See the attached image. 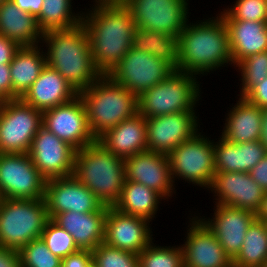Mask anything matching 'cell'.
I'll return each mask as SVG.
<instances>
[{"label":"cell","mask_w":267,"mask_h":267,"mask_svg":"<svg viewBox=\"0 0 267 267\" xmlns=\"http://www.w3.org/2000/svg\"><path fill=\"white\" fill-rule=\"evenodd\" d=\"M93 11L82 16L97 70L108 75L132 47L136 29L134 18L125 5L95 2Z\"/></svg>","instance_id":"cell-1"},{"label":"cell","mask_w":267,"mask_h":267,"mask_svg":"<svg viewBox=\"0 0 267 267\" xmlns=\"http://www.w3.org/2000/svg\"><path fill=\"white\" fill-rule=\"evenodd\" d=\"M208 20L194 25L186 23L177 37V71L204 75L225 63H233L224 19L219 14Z\"/></svg>","instance_id":"cell-2"},{"label":"cell","mask_w":267,"mask_h":267,"mask_svg":"<svg viewBox=\"0 0 267 267\" xmlns=\"http://www.w3.org/2000/svg\"><path fill=\"white\" fill-rule=\"evenodd\" d=\"M48 45L46 65L55 69L78 93L90 87L102 74L97 70L85 27L43 32Z\"/></svg>","instance_id":"cell-3"},{"label":"cell","mask_w":267,"mask_h":267,"mask_svg":"<svg viewBox=\"0 0 267 267\" xmlns=\"http://www.w3.org/2000/svg\"><path fill=\"white\" fill-rule=\"evenodd\" d=\"M73 176L103 205L113 207L121 196L126 180L124 159L96 140L76 150Z\"/></svg>","instance_id":"cell-4"},{"label":"cell","mask_w":267,"mask_h":267,"mask_svg":"<svg viewBox=\"0 0 267 267\" xmlns=\"http://www.w3.org/2000/svg\"><path fill=\"white\" fill-rule=\"evenodd\" d=\"M78 95L83 101L90 131L96 140L138 113L137 96L108 75H102Z\"/></svg>","instance_id":"cell-5"},{"label":"cell","mask_w":267,"mask_h":267,"mask_svg":"<svg viewBox=\"0 0 267 267\" xmlns=\"http://www.w3.org/2000/svg\"><path fill=\"white\" fill-rule=\"evenodd\" d=\"M49 220L44 198H0V245L20 251L26 244L41 237Z\"/></svg>","instance_id":"cell-6"},{"label":"cell","mask_w":267,"mask_h":267,"mask_svg":"<svg viewBox=\"0 0 267 267\" xmlns=\"http://www.w3.org/2000/svg\"><path fill=\"white\" fill-rule=\"evenodd\" d=\"M194 74L174 71L167 79L137 97L138 113L145 118L194 111L199 84Z\"/></svg>","instance_id":"cell-7"},{"label":"cell","mask_w":267,"mask_h":267,"mask_svg":"<svg viewBox=\"0 0 267 267\" xmlns=\"http://www.w3.org/2000/svg\"><path fill=\"white\" fill-rule=\"evenodd\" d=\"M42 127V111L21 99L6 100L0 111V153H29Z\"/></svg>","instance_id":"cell-8"},{"label":"cell","mask_w":267,"mask_h":267,"mask_svg":"<svg viewBox=\"0 0 267 267\" xmlns=\"http://www.w3.org/2000/svg\"><path fill=\"white\" fill-rule=\"evenodd\" d=\"M46 182L28 153H0V198L42 199Z\"/></svg>","instance_id":"cell-9"},{"label":"cell","mask_w":267,"mask_h":267,"mask_svg":"<svg viewBox=\"0 0 267 267\" xmlns=\"http://www.w3.org/2000/svg\"><path fill=\"white\" fill-rule=\"evenodd\" d=\"M173 182L175 177L209 188L215 172L213 142L196 133L168 155Z\"/></svg>","instance_id":"cell-10"},{"label":"cell","mask_w":267,"mask_h":267,"mask_svg":"<svg viewBox=\"0 0 267 267\" xmlns=\"http://www.w3.org/2000/svg\"><path fill=\"white\" fill-rule=\"evenodd\" d=\"M176 71L169 63L131 47L108 76L137 97Z\"/></svg>","instance_id":"cell-11"},{"label":"cell","mask_w":267,"mask_h":267,"mask_svg":"<svg viewBox=\"0 0 267 267\" xmlns=\"http://www.w3.org/2000/svg\"><path fill=\"white\" fill-rule=\"evenodd\" d=\"M135 26L145 30L165 33L176 38L188 23L186 0H129Z\"/></svg>","instance_id":"cell-12"},{"label":"cell","mask_w":267,"mask_h":267,"mask_svg":"<svg viewBox=\"0 0 267 267\" xmlns=\"http://www.w3.org/2000/svg\"><path fill=\"white\" fill-rule=\"evenodd\" d=\"M42 126L76 150L96 141L79 95L70 102L43 111Z\"/></svg>","instance_id":"cell-13"},{"label":"cell","mask_w":267,"mask_h":267,"mask_svg":"<svg viewBox=\"0 0 267 267\" xmlns=\"http://www.w3.org/2000/svg\"><path fill=\"white\" fill-rule=\"evenodd\" d=\"M28 154L47 180L73 175L76 149L43 126L34 136Z\"/></svg>","instance_id":"cell-14"},{"label":"cell","mask_w":267,"mask_h":267,"mask_svg":"<svg viewBox=\"0 0 267 267\" xmlns=\"http://www.w3.org/2000/svg\"><path fill=\"white\" fill-rule=\"evenodd\" d=\"M49 218L63 212L89 213L107 211L108 206L80 183L73 175L49 179L46 182L45 197Z\"/></svg>","instance_id":"cell-15"},{"label":"cell","mask_w":267,"mask_h":267,"mask_svg":"<svg viewBox=\"0 0 267 267\" xmlns=\"http://www.w3.org/2000/svg\"><path fill=\"white\" fill-rule=\"evenodd\" d=\"M195 111L146 118L147 151L169 155L198 132Z\"/></svg>","instance_id":"cell-16"},{"label":"cell","mask_w":267,"mask_h":267,"mask_svg":"<svg viewBox=\"0 0 267 267\" xmlns=\"http://www.w3.org/2000/svg\"><path fill=\"white\" fill-rule=\"evenodd\" d=\"M217 203L254 212L259 211L264 191L247 172H216L209 186Z\"/></svg>","instance_id":"cell-17"},{"label":"cell","mask_w":267,"mask_h":267,"mask_svg":"<svg viewBox=\"0 0 267 267\" xmlns=\"http://www.w3.org/2000/svg\"><path fill=\"white\" fill-rule=\"evenodd\" d=\"M149 222L146 218L123 214L108 206L104 243L139 254L153 240Z\"/></svg>","instance_id":"cell-18"},{"label":"cell","mask_w":267,"mask_h":267,"mask_svg":"<svg viewBox=\"0 0 267 267\" xmlns=\"http://www.w3.org/2000/svg\"><path fill=\"white\" fill-rule=\"evenodd\" d=\"M191 222L181 246L184 267H232V259L208 227L197 216Z\"/></svg>","instance_id":"cell-19"},{"label":"cell","mask_w":267,"mask_h":267,"mask_svg":"<svg viewBox=\"0 0 267 267\" xmlns=\"http://www.w3.org/2000/svg\"><path fill=\"white\" fill-rule=\"evenodd\" d=\"M213 219L200 220L218 239L225 253L233 260L241 251L243 239L248 227L256 219V214L249 210L215 204Z\"/></svg>","instance_id":"cell-20"},{"label":"cell","mask_w":267,"mask_h":267,"mask_svg":"<svg viewBox=\"0 0 267 267\" xmlns=\"http://www.w3.org/2000/svg\"><path fill=\"white\" fill-rule=\"evenodd\" d=\"M126 180L143 184L162 197L173 193L168 155L145 151L124 159Z\"/></svg>","instance_id":"cell-21"},{"label":"cell","mask_w":267,"mask_h":267,"mask_svg":"<svg viewBox=\"0 0 267 267\" xmlns=\"http://www.w3.org/2000/svg\"><path fill=\"white\" fill-rule=\"evenodd\" d=\"M77 96L78 92L55 69L46 65L20 99L43 112L70 102Z\"/></svg>","instance_id":"cell-22"},{"label":"cell","mask_w":267,"mask_h":267,"mask_svg":"<svg viewBox=\"0 0 267 267\" xmlns=\"http://www.w3.org/2000/svg\"><path fill=\"white\" fill-rule=\"evenodd\" d=\"M107 211L55 214L51 220L71 234L79 250L93 251L105 238Z\"/></svg>","instance_id":"cell-23"},{"label":"cell","mask_w":267,"mask_h":267,"mask_svg":"<svg viewBox=\"0 0 267 267\" xmlns=\"http://www.w3.org/2000/svg\"><path fill=\"white\" fill-rule=\"evenodd\" d=\"M97 141L123 159L145 152L147 151L146 118L136 113L105 132Z\"/></svg>","instance_id":"cell-24"},{"label":"cell","mask_w":267,"mask_h":267,"mask_svg":"<svg viewBox=\"0 0 267 267\" xmlns=\"http://www.w3.org/2000/svg\"><path fill=\"white\" fill-rule=\"evenodd\" d=\"M215 172H247L267 154L261 140L233 144L224 138L215 144Z\"/></svg>","instance_id":"cell-25"},{"label":"cell","mask_w":267,"mask_h":267,"mask_svg":"<svg viewBox=\"0 0 267 267\" xmlns=\"http://www.w3.org/2000/svg\"><path fill=\"white\" fill-rule=\"evenodd\" d=\"M229 34L233 65L260 52L267 51V23L224 20Z\"/></svg>","instance_id":"cell-26"},{"label":"cell","mask_w":267,"mask_h":267,"mask_svg":"<svg viewBox=\"0 0 267 267\" xmlns=\"http://www.w3.org/2000/svg\"><path fill=\"white\" fill-rule=\"evenodd\" d=\"M228 116L222 138L233 144L260 140L263 109L240 96Z\"/></svg>","instance_id":"cell-27"},{"label":"cell","mask_w":267,"mask_h":267,"mask_svg":"<svg viewBox=\"0 0 267 267\" xmlns=\"http://www.w3.org/2000/svg\"><path fill=\"white\" fill-rule=\"evenodd\" d=\"M0 35L17 42L21 47L37 46L43 31L35 16L20 10L12 0H7L0 3Z\"/></svg>","instance_id":"cell-28"},{"label":"cell","mask_w":267,"mask_h":267,"mask_svg":"<svg viewBox=\"0 0 267 267\" xmlns=\"http://www.w3.org/2000/svg\"><path fill=\"white\" fill-rule=\"evenodd\" d=\"M42 53L38 45L23 46L16 52L10 63L13 100L20 99L40 76L46 66V57Z\"/></svg>","instance_id":"cell-29"},{"label":"cell","mask_w":267,"mask_h":267,"mask_svg":"<svg viewBox=\"0 0 267 267\" xmlns=\"http://www.w3.org/2000/svg\"><path fill=\"white\" fill-rule=\"evenodd\" d=\"M162 196L155 190L143 184L125 180L121 196L114 204L117 211L133 216L151 219L158 211L159 200Z\"/></svg>","instance_id":"cell-30"},{"label":"cell","mask_w":267,"mask_h":267,"mask_svg":"<svg viewBox=\"0 0 267 267\" xmlns=\"http://www.w3.org/2000/svg\"><path fill=\"white\" fill-rule=\"evenodd\" d=\"M267 261V228L255 219L248 227L241 251L232 260V267H261Z\"/></svg>","instance_id":"cell-31"},{"label":"cell","mask_w":267,"mask_h":267,"mask_svg":"<svg viewBox=\"0 0 267 267\" xmlns=\"http://www.w3.org/2000/svg\"><path fill=\"white\" fill-rule=\"evenodd\" d=\"M132 47L169 63L177 70V38L136 27Z\"/></svg>","instance_id":"cell-32"},{"label":"cell","mask_w":267,"mask_h":267,"mask_svg":"<svg viewBox=\"0 0 267 267\" xmlns=\"http://www.w3.org/2000/svg\"><path fill=\"white\" fill-rule=\"evenodd\" d=\"M71 3V0H43L41 12L36 17L39 28L45 32L80 25L82 17L72 13Z\"/></svg>","instance_id":"cell-33"},{"label":"cell","mask_w":267,"mask_h":267,"mask_svg":"<svg viewBox=\"0 0 267 267\" xmlns=\"http://www.w3.org/2000/svg\"><path fill=\"white\" fill-rule=\"evenodd\" d=\"M151 244L153 243L138 254L139 267H184L181 247H159Z\"/></svg>","instance_id":"cell-34"},{"label":"cell","mask_w":267,"mask_h":267,"mask_svg":"<svg viewBox=\"0 0 267 267\" xmlns=\"http://www.w3.org/2000/svg\"><path fill=\"white\" fill-rule=\"evenodd\" d=\"M236 66L241 71L242 88L240 96L243 97L253 86L267 78V51L249 56Z\"/></svg>","instance_id":"cell-35"},{"label":"cell","mask_w":267,"mask_h":267,"mask_svg":"<svg viewBox=\"0 0 267 267\" xmlns=\"http://www.w3.org/2000/svg\"><path fill=\"white\" fill-rule=\"evenodd\" d=\"M40 238L48 249L61 259L79 250L71 234L59 227L51 219L44 227Z\"/></svg>","instance_id":"cell-36"},{"label":"cell","mask_w":267,"mask_h":267,"mask_svg":"<svg viewBox=\"0 0 267 267\" xmlns=\"http://www.w3.org/2000/svg\"><path fill=\"white\" fill-rule=\"evenodd\" d=\"M19 253L22 267H61L62 259L54 255L41 238L26 244Z\"/></svg>","instance_id":"cell-37"},{"label":"cell","mask_w":267,"mask_h":267,"mask_svg":"<svg viewBox=\"0 0 267 267\" xmlns=\"http://www.w3.org/2000/svg\"><path fill=\"white\" fill-rule=\"evenodd\" d=\"M92 257L97 267H139L138 254L123 251L104 242L92 251Z\"/></svg>","instance_id":"cell-38"},{"label":"cell","mask_w":267,"mask_h":267,"mask_svg":"<svg viewBox=\"0 0 267 267\" xmlns=\"http://www.w3.org/2000/svg\"><path fill=\"white\" fill-rule=\"evenodd\" d=\"M224 20L258 21L267 23V0H237L220 15Z\"/></svg>","instance_id":"cell-39"},{"label":"cell","mask_w":267,"mask_h":267,"mask_svg":"<svg viewBox=\"0 0 267 267\" xmlns=\"http://www.w3.org/2000/svg\"><path fill=\"white\" fill-rule=\"evenodd\" d=\"M243 97L261 109L267 108V78L253 86Z\"/></svg>","instance_id":"cell-40"},{"label":"cell","mask_w":267,"mask_h":267,"mask_svg":"<svg viewBox=\"0 0 267 267\" xmlns=\"http://www.w3.org/2000/svg\"><path fill=\"white\" fill-rule=\"evenodd\" d=\"M92 262V251L78 250L62 258L61 267H89Z\"/></svg>","instance_id":"cell-41"},{"label":"cell","mask_w":267,"mask_h":267,"mask_svg":"<svg viewBox=\"0 0 267 267\" xmlns=\"http://www.w3.org/2000/svg\"><path fill=\"white\" fill-rule=\"evenodd\" d=\"M20 48L17 42L0 35V64H10Z\"/></svg>","instance_id":"cell-42"},{"label":"cell","mask_w":267,"mask_h":267,"mask_svg":"<svg viewBox=\"0 0 267 267\" xmlns=\"http://www.w3.org/2000/svg\"><path fill=\"white\" fill-rule=\"evenodd\" d=\"M0 95L6 100H13L10 64H0Z\"/></svg>","instance_id":"cell-43"},{"label":"cell","mask_w":267,"mask_h":267,"mask_svg":"<svg viewBox=\"0 0 267 267\" xmlns=\"http://www.w3.org/2000/svg\"><path fill=\"white\" fill-rule=\"evenodd\" d=\"M251 178L267 191V154L249 172Z\"/></svg>","instance_id":"cell-44"},{"label":"cell","mask_w":267,"mask_h":267,"mask_svg":"<svg viewBox=\"0 0 267 267\" xmlns=\"http://www.w3.org/2000/svg\"><path fill=\"white\" fill-rule=\"evenodd\" d=\"M0 267H22L19 251L0 245Z\"/></svg>","instance_id":"cell-45"},{"label":"cell","mask_w":267,"mask_h":267,"mask_svg":"<svg viewBox=\"0 0 267 267\" xmlns=\"http://www.w3.org/2000/svg\"><path fill=\"white\" fill-rule=\"evenodd\" d=\"M22 11L37 17L42 9L43 0H12Z\"/></svg>","instance_id":"cell-46"},{"label":"cell","mask_w":267,"mask_h":267,"mask_svg":"<svg viewBox=\"0 0 267 267\" xmlns=\"http://www.w3.org/2000/svg\"><path fill=\"white\" fill-rule=\"evenodd\" d=\"M260 140L267 151V108L263 109L262 131Z\"/></svg>","instance_id":"cell-47"},{"label":"cell","mask_w":267,"mask_h":267,"mask_svg":"<svg viewBox=\"0 0 267 267\" xmlns=\"http://www.w3.org/2000/svg\"><path fill=\"white\" fill-rule=\"evenodd\" d=\"M256 219L263 222L267 221V191L264 194L261 207L259 211L256 213Z\"/></svg>","instance_id":"cell-48"},{"label":"cell","mask_w":267,"mask_h":267,"mask_svg":"<svg viewBox=\"0 0 267 267\" xmlns=\"http://www.w3.org/2000/svg\"><path fill=\"white\" fill-rule=\"evenodd\" d=\"M129 0H96L95 2L106 5H125Z\"/></svg>","instance_id":"cell-49"},{"label":"cell","mask_w":267,"mask_h":267,"mask_svg":"<svg viewBox=\"0 0 267 267\" xmlns=\"http://www.w3.org/2000/svg\"><path fill=\"white\" fill-rule=\"evenodd\" d=\"M6 99L0 95V111L2 110L4 103H5Z\"/></svg>","instance_id":"cell-50"},{"label":"cell","mask_w":267,"mask_h":267,"mask_svg":"<svg viewBox=\"0 0 267 267\" xmlns=\"http://www.w3.org/2000/svg\"><path fill=\"white\" fill-rule=\"evenodd\" d=\"M89 267H97L93 262L89 265Z\"/></svg>","instance_id":"cell-51"},{"label":"cell","mask_w":267,"mask_h":267,"mask_svg":"<svg viewBox=\"0 0 267 267\" xmlns=\"http://www.w3.org/2000/svg\"><path fill=\"white\" fill-rule=\"evenodd\" d=\"M261 267H267V261Z\"/></svg>","instance_id":"cell-52"}]
</instances>
